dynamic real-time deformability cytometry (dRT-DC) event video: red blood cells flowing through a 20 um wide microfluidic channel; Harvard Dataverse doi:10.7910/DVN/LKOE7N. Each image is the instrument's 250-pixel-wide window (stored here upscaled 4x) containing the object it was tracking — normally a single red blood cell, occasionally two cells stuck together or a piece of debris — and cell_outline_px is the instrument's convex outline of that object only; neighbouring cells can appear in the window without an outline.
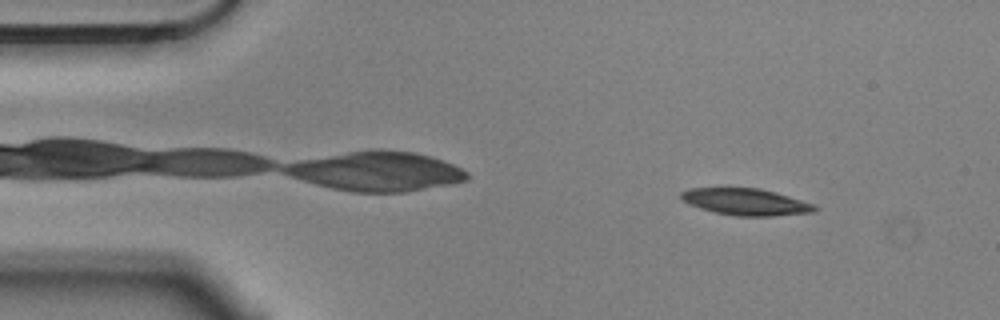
{"species": "Egyptian fruit bat (a non-hibernating species)", "species_latin": "Rousettus aegyptiacus", "temperature_condition": "cold", "stored_images_in_passage": 3, "camera_frame_rate_fps": 3000, "um_per_image_px": 0.085, "animal": {"sex": "male"}, "frame": {"image": 1, "passage_image": 1, "time_ms": 0.0, "image_size_px": [1000, 320], "cell_outline_px": [[820, 208], [812, 212], [772, 216], [736, 216], [716, 212], [700, 208], [688, 204], [680, 196], [680, 192], [688, 188], [760, 188], [776, 192], [812, 204]], "centroid_in_image_um": [63.37, 17.15], "position_along_channel_um": 21.6, "area_um2": 20.63}}